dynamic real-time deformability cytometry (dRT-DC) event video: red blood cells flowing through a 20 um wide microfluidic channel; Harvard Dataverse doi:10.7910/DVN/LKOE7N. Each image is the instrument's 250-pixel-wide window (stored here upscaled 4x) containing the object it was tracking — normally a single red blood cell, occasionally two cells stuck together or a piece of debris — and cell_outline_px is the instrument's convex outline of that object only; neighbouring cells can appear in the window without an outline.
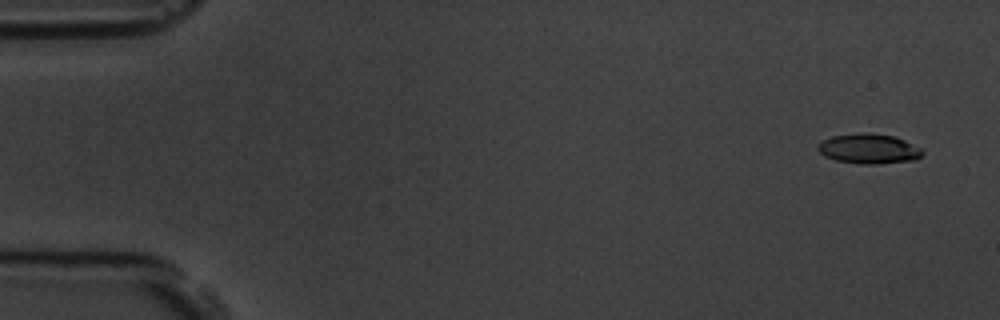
{"species": "common noctule bat (a hibernating species)", "species_latin": "Nyctalus noctula", "temperature_condition": "room temperature", "stored_images_in_passage": 5, "camera_frame_rate_fps": 3000, "um_per_image_px": 0.085, "animal": {"sex": "male", "body_mass_g": 19.5, "forearm_length_mm": 54.6}, "frame": {"image": 1, "passage_image": 1, "time_ms": 0.0, "image_size_px": [1000, 320], "cell_outline_px": [[924, 152], [916, 160], [876, 164], [860, 164], [836, 160], [824, 156], [816, 148], [816, 144], [832, 136], [860, 132], [872, 132], [892, 136], [904, 140], [920, 148]], "centroid_in_image_um": [73.82, 12.64], "position_along_channel_um": 11.2, "area_um2": 18.32}}
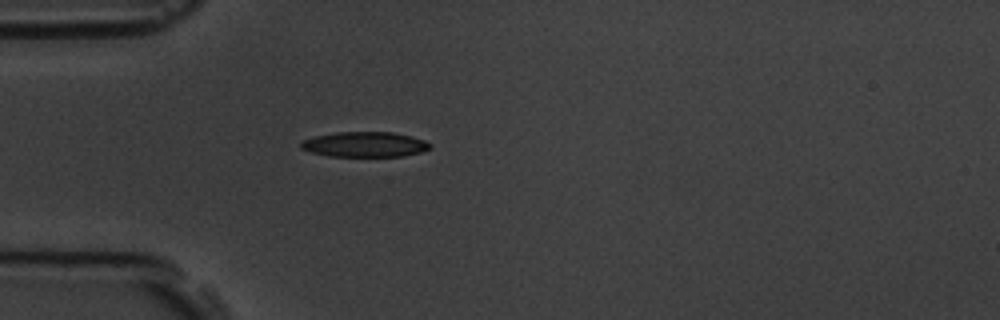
{"frame": {"image": 2, "passage_image": 5, "time_ms": 4.333, "image_size_px": [1000, 320], "cell_outline_px": [[432, 148], [420, 152], [404, 156], [328, 156], [312, 152], [300, 148], [300, 144], [304, 140], [312, 136], [336, 132], [392, 132], [412, 136], [424, 140], [432, 144]], "centroid_in_image_um": [31.02, 12.27], "position_along_channel_um": 54.0, "area_um2": 19.02}}